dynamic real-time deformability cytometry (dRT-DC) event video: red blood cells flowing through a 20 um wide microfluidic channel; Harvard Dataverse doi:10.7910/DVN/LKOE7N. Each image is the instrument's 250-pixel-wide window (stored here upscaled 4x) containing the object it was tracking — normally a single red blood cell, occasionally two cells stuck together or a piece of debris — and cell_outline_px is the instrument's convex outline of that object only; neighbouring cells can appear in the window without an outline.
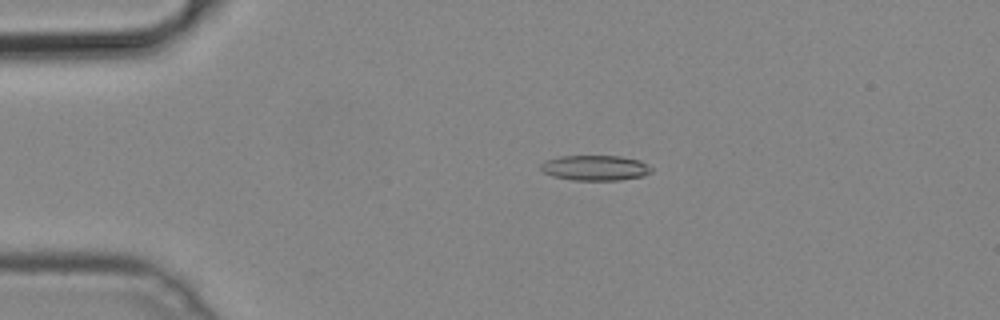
{"species": "common noctule bat (a hibernating species)", "species_latin": "Nyctalus noctula", "temperature_condition": "cold", "stored_images_in_passage": 51, "camera_frame_rate_fps": 3000, "um_per_image_px": 0.085, "animal": {"sex": "male", "body_mass_g": 19.2, "forearm_length_mm": 51.8}, "frame": {"image": 1, "passage_image": 11, "time_ms": 3.333, "image_size_px": [1000, 320], "cell_outline_px": [[652, 172], [644, 176], [620, 180], [572, 180], [552, 176], [544, 172], [540, 168], [540, 164], [544, 160], [560, 156], [620, 156], [640, 160], [652, 168]], "centroid_in_image_um": [50.58, 14.27], "position_along_channel_um": 34.4, "area_um2": 16.42}}
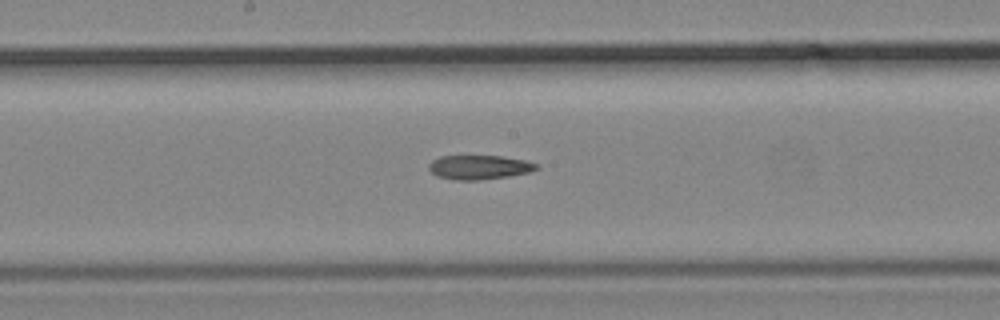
{"frame": {"image": 2, "passage_image": 27, "time_ms": 8.667, "image_size_px": [1000, 320], "cell_outline_px": [[540, 168], [528, 172], [508, 176], [480, 180], [456, 180], [436, 176], [428, 168], [428, 164], [432, 160], [440, 156], [500, 156], [524, 160], [536, 164]], "centroid_in_image_um": [40.69, 14.21], "position_along_channel_um": 207.5, "area_um2": 15.09}}
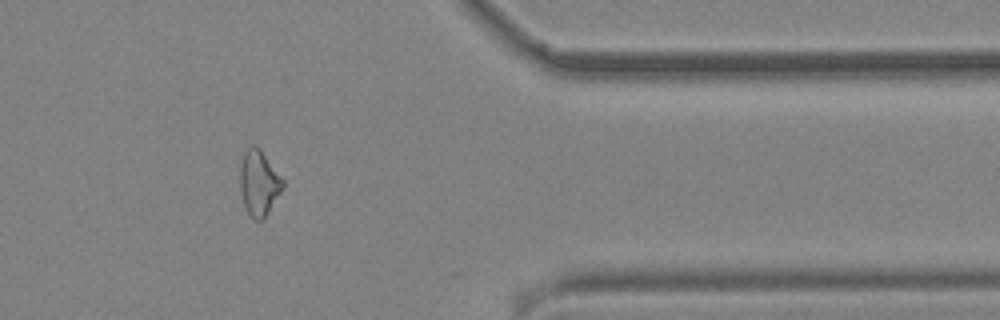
{"frame": {"image": 3, "passage_image": 42, "time_ms": 13.667, "image_size_px": [1000, 320], "cell_outline_px": [[284, 188], [264, 220], [256, 220], [248, 212], [244, 204], [240, 192], [240, 168], [244, 152], [252, 144], [256, 144], [260, 148], [284, 180]], "centroid_in_image_um": [22.03, 15.54], "position_along_channel_um": 389.4, "area_um2": 16.42}}